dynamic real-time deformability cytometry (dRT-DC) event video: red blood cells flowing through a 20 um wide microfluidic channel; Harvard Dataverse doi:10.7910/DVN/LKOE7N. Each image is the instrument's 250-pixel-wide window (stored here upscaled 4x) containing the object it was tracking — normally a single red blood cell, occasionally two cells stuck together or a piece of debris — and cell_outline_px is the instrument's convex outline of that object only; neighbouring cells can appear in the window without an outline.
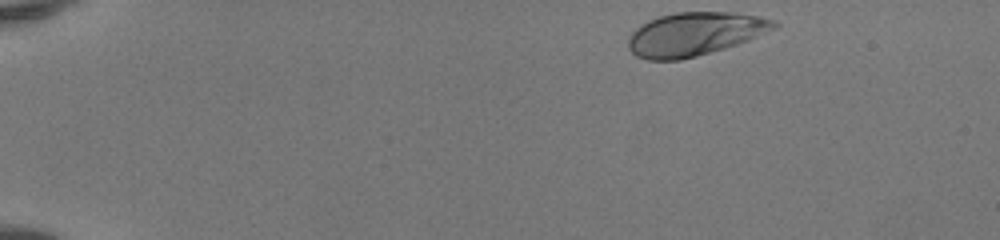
{"species": "human", "species_latin": "Homo sapiens", "temperature_condition": "room temperature", "stored_images_in_passage": 44, "camera_frame_rate_fps": 3000, "um_per_image_px": 0.085, "donor": {"sex": "female"}, "frame": {"image": 1, "passage_image": 1, "time_ms": 0.0, "image_size_px": [1000, 240], "cell_outline_px": [[780, 24], [776, 28], [748, 40], [724, 48], [696, 56], [680, 60], [648, 60], [636, 56], [628, 48], [628, 36], [636, 28], [648, 20], [660, 16], [676, 12], [736, 12], [776, 20]], "centroid_in_image_um": [59.04, 2.88], "position_along_channel_um": 26.0, "area_um2": 36.82}}
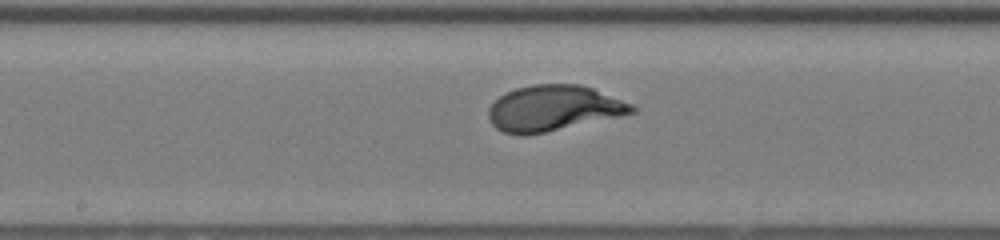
{"frame": {"image": 2, "passage_image": 22, "time_ms": 7.0, "image_size_px": [1000, 240], "cell_outline_px": [[636, 112], [620, 116], [544, 132], [524, 136], [520, 136], [504, 132], [496, 128], [492, 124], [488, 116], [488, 108], [500, 96], [516, 88], [532, 84], [580, 84], [592, 88], [632, 104], [636, 108]], "centroid_in_image_um": [47.02, 9.2], "position_along_channel_um": 201.2, "area_um2": 37.86}}
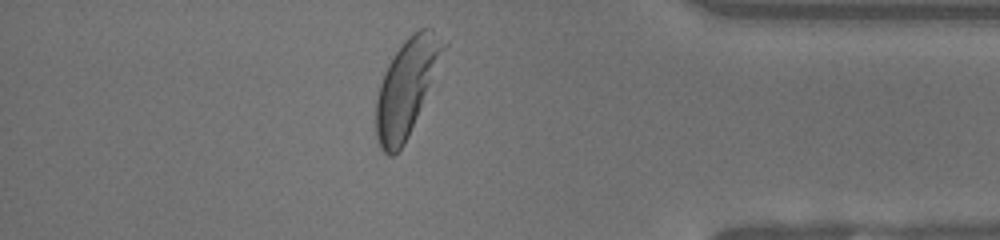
{"frame": {"image": 3, "passage_image": 38, "time_ms": 12.333, "image_size_px": [1000, 240], "cell_outline_px": [[448, 44], [408, 136], [404, 144], [392, 156], [388, 156], [380, 148], [376, 136], [376, 100], [380, 84], [384, 72], [388, 64], [404, 40], [412, 32], [420, 28], [432, 28], [448, 40]], "centroid_in_image_um": [34.57, 7.37], "position_along_channel_um": 400.6, "area_um2": 37.4}, "authors_computed_cell_mechanics": {"area_um2": 37.3388, "velocity_mm_per_s": 4.1221, "shape_relaxation_time_tau1_ms": 1.7332, "shape_relaxation_time_tau2_ms": null, "deformation_change_tau1": 0.1556, "deformation_change_tau2": null}}